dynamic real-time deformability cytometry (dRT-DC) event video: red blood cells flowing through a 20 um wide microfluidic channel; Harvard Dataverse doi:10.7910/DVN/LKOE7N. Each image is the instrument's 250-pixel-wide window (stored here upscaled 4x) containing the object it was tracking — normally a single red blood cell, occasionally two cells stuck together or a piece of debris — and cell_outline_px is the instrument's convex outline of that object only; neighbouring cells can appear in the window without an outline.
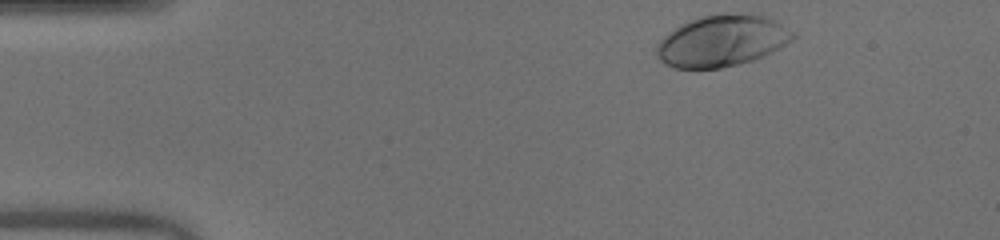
{"species": "human", "species_latin": "Homo sapiens", "temperature_condition": "warm", "stored_images_in_passage": 35, "camera_frame_rate_fps": 3000, "um_per_image_px": 0.085, "donor": {"sex": "male"}, "frame": {"image": 1, "passage_image": 1, "time_ms": 0.0, "image_size_px": [1000, 240], "cell_outline_px": [[796, 36], [792, 40], [780, 48], [764, 56], [752, 60], [720, 68], [676, 68], [664, 64], [660, 60], [656, 52], [656, 44], [668, 32], [680, 24], [688, 20], [700, 16], [724, 12], [752, 12], [764, 16], [796, 32]], "centroid_in_image_um": [61.36, 3.44], "position_along_channel_um": 23.6, "area_um2": 41.33}}
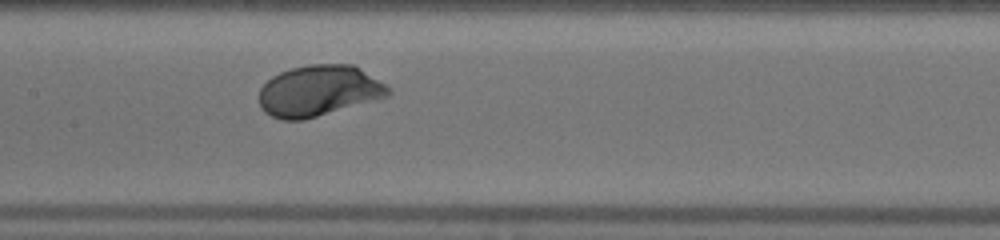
{"frame": {"image": 2, "passage_image": 19, "time_ms": 6.0, "image_size_px": [1000, 240], "cell_outline_px": [[392, 92], [388, 96], [304, 120], [280, 120], [264, 112], [260, 108], [260, 88], [272, 76], [280, 72], [292, 68], [308, 64], [352, 64], [388, 84]], "centroid_in_image_um": [27.1, 7.72], "position_along_channel_um": 180.3, "area_um2": 38.44}}
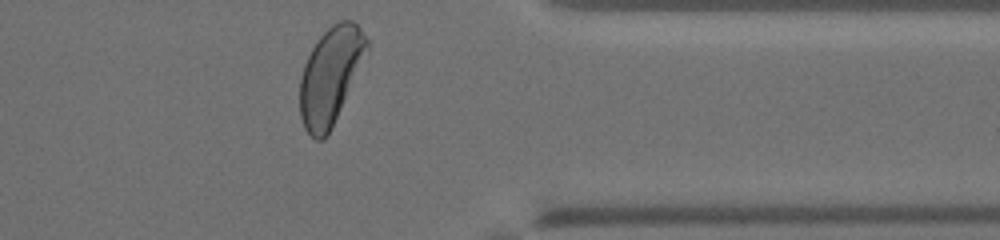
{"frame": {"image": 3, "passage_image": 35, "time_ms": 11.333, "image_size_px": [1000, 240], "cell_outline_px": [[368, 48], [340, 108], [324, 140], [316, 140], [304, 128], [300, 116], [300, 76], [304, 64], [316, 40], [332, 24], [340, 20], [352, 20], [360, 28], [368, 40]], "centroid_in_image_um": [28.05, 6.4], "position_along_channel_um": 383.4, "area_um2": 36.76}, "authors_computed_cell_mechanics": {"area_um2": 38.437, "velocity_mm_per_s": 3.9962, "shape_relaxation_time_tau1_ms": 1.7633, "shape_relaxation_time_tau2_ms": null, "deformation_change_tau1": 0.1578, "deformation_change_tau2": null}}